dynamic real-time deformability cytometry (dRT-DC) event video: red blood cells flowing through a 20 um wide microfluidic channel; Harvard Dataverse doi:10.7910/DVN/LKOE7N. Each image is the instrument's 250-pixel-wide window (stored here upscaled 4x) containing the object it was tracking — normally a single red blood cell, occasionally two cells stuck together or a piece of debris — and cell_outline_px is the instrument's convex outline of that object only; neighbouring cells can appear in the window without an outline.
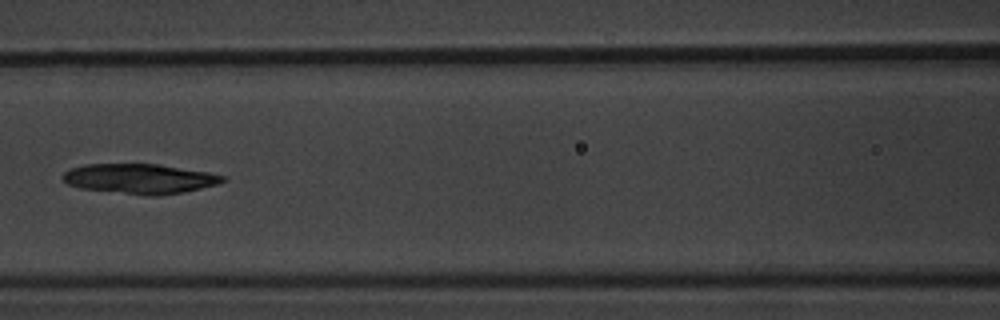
{"species": "common noctule bat (a hibernating species)", "species_latin": "Nyctalus noctula", "temperature_condition": "warm", "stored_images_in_passage": 6, "camera_frame_rate_fps": 3000, "um_per_image_px": 0.085, "animal": {"sex": "male", "body_mass_g": 20.1, "forearm_length_mm": 53.5}, "frame": {"image": 1, "passage_image": 6, "time_ms": 6.667, "image_size_px": [1000, 320], "cell_outline_px": [[224, 180], [216, 184], [184, 192], [156, 196], [148, 196], [80, 188], [68, 184], [60, 176], [64, 172], [72, 168], [84, 164], [160, 164], [208, 172], [224, 176]], "centroid_in_image_um": [11.84, 15.19], "position_along_channel_um": 154.8, "area_um2": 27.74}}